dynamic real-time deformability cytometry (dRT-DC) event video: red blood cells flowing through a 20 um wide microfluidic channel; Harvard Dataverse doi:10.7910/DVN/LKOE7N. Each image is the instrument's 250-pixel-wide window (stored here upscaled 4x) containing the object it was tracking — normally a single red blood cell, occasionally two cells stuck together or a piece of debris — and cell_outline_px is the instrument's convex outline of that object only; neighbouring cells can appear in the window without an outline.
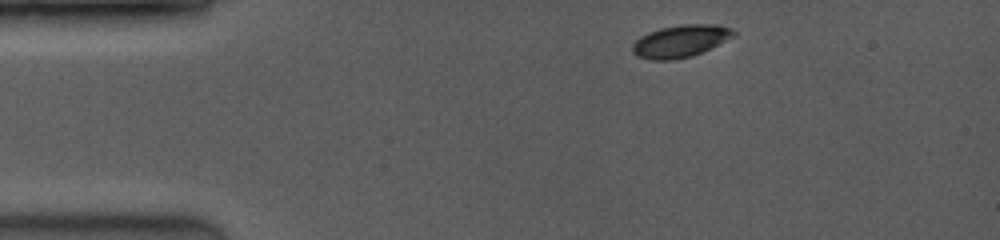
{"species": "common noctule bat (a hibernating species)", "species_latin": "Nyctalus noctula", "temperature_condition": "room temperature", "stored_images_in_passage": 8, "camera_frame_rate_fps": 3500, "um_per_image_px": 0.085, "animal": {"sex": "female", "body_mass_g": 19.0, "forearm_length_mm": 53.3}, "frame": {"image": 1, "passage_image": 1, "time_ms": 0.0, "image_size_px": [1000, 240], "cell_outline_px": [[736, 36], [692, 56], [672, 60], [652, 60], [636, 56], [632, 52], [632, 44], [640, 36], [648, 32], [660, 28], [684, 24], [716, 24], [732, 28], [736, 32]], "centroid_in_image_um": [57.84, 3.49], "position_along_channel_um": 27.2, "area_um2": 19.13}}
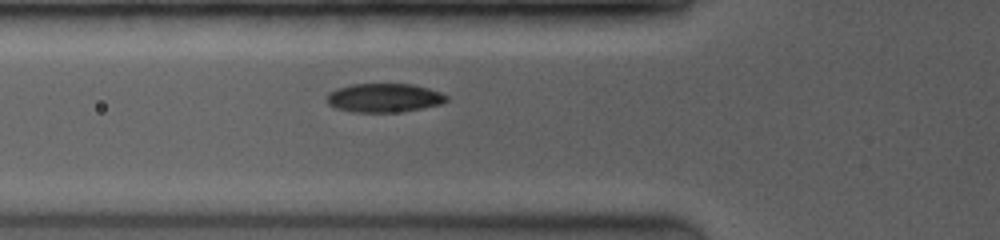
{"frame": {"image": 2, "passage_image": 5, "time_ms": 3.143, "image_size_px": [1000, 240], "cell_outline_px": [[448, 100], [440, 104], [404, 112], [352, 112], [336, 108], [328, 104], [328, 92], [336, 88], [352, 84], [412, 84], [428, 88], [440, 92], [448, 96]], "centroid_in_image_um": [32.65, 8.32], "position_along_channel_um": 93.1, "area_um2": 20.17}}
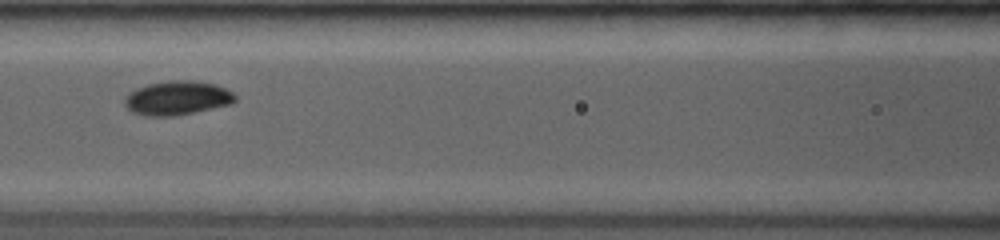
{"frame": {"image": 3, "passage_image": 7, "time_ms": 4.571, "image_size_px": [1000, 240], "cell_outline_px": [[236, 100], [232, 104], [172, 116], [144, 116], [132, 112], [124, 104], [124, 100], [128, 92], [136, 88], [148, 84], [172, 80], [192, 80], [216, 84], [232, 92], [236, 96]], "centroid_in_image_um": [15.05, 8.32], "position_along_channel_um": 151.6, "area_um2": 21.91}}